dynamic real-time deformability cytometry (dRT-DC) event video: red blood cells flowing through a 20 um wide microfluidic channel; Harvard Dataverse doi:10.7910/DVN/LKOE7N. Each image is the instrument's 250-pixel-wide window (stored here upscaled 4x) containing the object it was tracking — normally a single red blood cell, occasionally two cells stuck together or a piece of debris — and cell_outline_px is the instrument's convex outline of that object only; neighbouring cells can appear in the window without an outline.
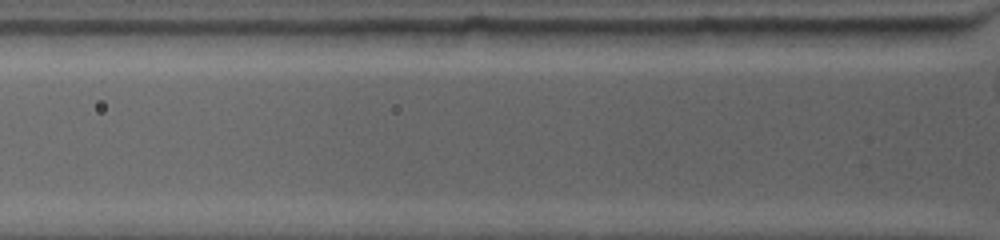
{"species": "common noctule bat (a hibernating species)", "species_latin": "Nyctalus noctula", "temperature_condition": "warm", "stored_images_in_passage": 2, "camera_frame_rate_fps": 4500, "um_per_image_px": 0.085, "animal": {"sex": "female", "body_mass_g": 19.0, "forearm_length_mm": 53.3}, "frame": {"image": 1, "passage_image": 2, "time_ms": 0.444, "image_size_px": [1000, 240], "cell_outline_px": [[956, 36], [948, 44], [864, 44], [848, 28], [948, 28]], "centroid_in_image_um": [76.83, 3.04], "position_along_channel_um": 49.0, "area_um2": 11.1}}